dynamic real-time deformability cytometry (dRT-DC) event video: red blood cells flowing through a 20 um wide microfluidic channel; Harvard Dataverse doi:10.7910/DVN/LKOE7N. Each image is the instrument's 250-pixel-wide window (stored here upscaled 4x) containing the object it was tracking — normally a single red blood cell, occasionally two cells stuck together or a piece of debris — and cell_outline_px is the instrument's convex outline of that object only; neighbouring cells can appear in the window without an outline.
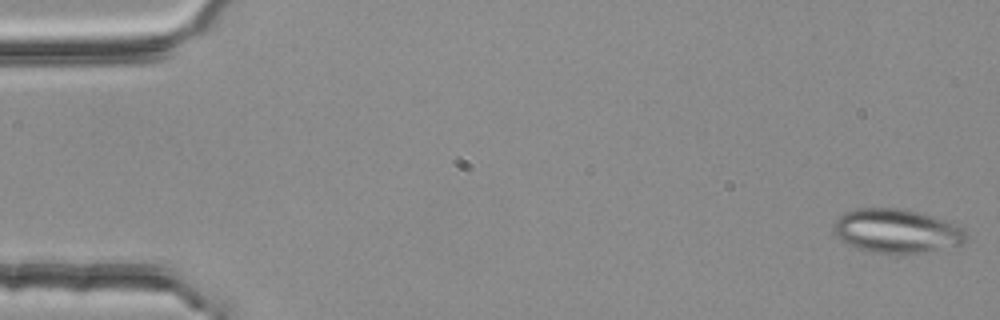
{"species": "common noctule bat (a hibernating species)", "species_latin": "Nyctalus noctula", "temperature_condition": "room temperature", "stored_images_in_passage": 5, "camera_frame_rate_fps": 3000, "um_per_image_px": 0.085, "animal": {"sex": "female", "body_mass_g": 25.1}, "frame": {"image": 1, "passage_image": 1, "time_ms": 0.0, "image_size_px": [1000, 320], "cell_outline_px": [[968, 236], [964, 244], [924, 252], [872, 252], [860, 248], [840, 240], [836, 236], [832, 228], [832, 224], [844, 212], [856, 208], [896, 208], [916, 212], [932, 216], [944, 220], [964, 228], [968, 232]], "centroid_in_image_um": [76.22, 19.62], "position_along_channel_um": 8.8, "area_um2": 33.58}}